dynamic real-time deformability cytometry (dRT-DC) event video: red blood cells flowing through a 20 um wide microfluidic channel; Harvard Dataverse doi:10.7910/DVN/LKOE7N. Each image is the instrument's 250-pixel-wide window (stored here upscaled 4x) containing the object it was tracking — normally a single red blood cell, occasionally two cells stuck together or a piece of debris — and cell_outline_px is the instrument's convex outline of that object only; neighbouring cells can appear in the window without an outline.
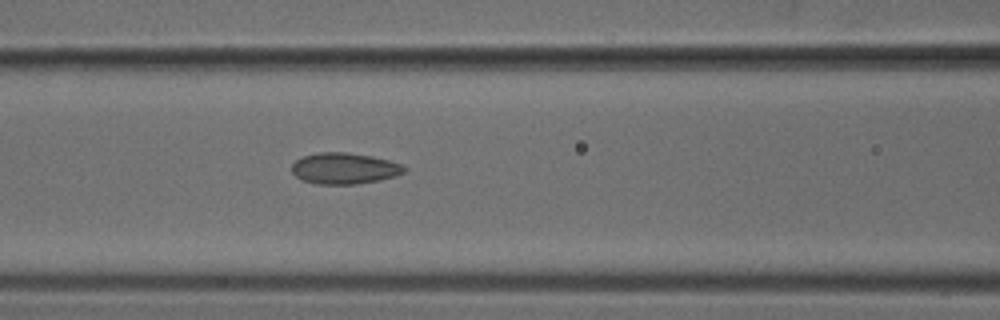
{"species": "common noctule bat (a hibernating species)", "species_latin": "Nyctalus noctula", "temperature_condition": "cold", "stored_images_in_passage": 33, "camera_frame_rate_fps": 3000, "um_per_image_px": 0.085, "animal": {"sex": "male", "body_mass_g": 18.8}, "frame": {"image": 1, "passage_image": 10, "time_ms": 3.0, "image_size_px": [1000, 320], "cell_outline_px": [[408, 168], [404, 172], [396, 176], [380, 180], [356, 184], [316, 184], [300, 180], [292, 172], [292, 164], [296, 160], [304, 156], [320, 152], [348, 152], [372, 156], [404, 164]], "centroid_in_image_um": [29.3, 14.32], "position_along_channel_um": 137.3, "area_um2": 20.63}}
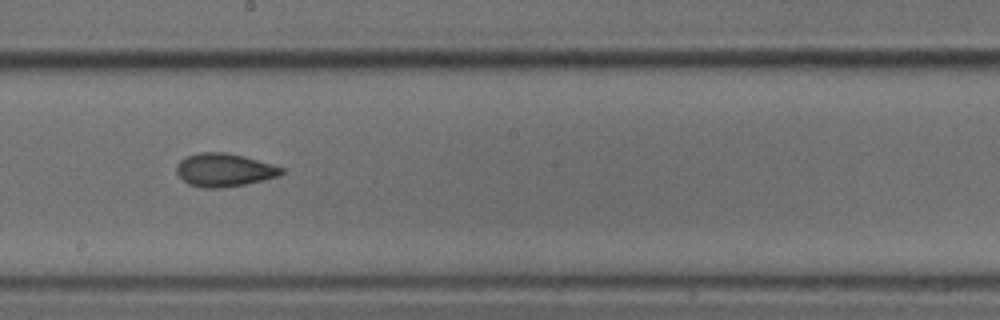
{"frame": {"image": 2, "passage_image": 17, "time_ms": 5.333, "image_size_px": [1000, 320], "cell_outline_px": [[284, 172], [280, 176], [244, 184], [220, 188], [204, 188], [188, 184], [176, 172], [176, 164], [180, 160], [188, 156], [200, 152], [224, 152], [244, 156], [272, 164], [284, 168]], "centroid_in_image_um": [19.06, 14.44], "position_along_channel_um": 229.1, "area_um2": 20.23}}
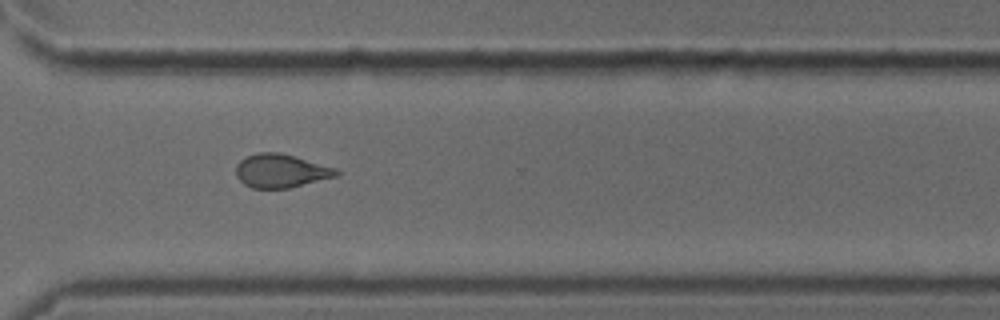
{"frame": {"image": 3, "passage_image": 26, "time_ms": 8.333, "image_size_px": [1000, 320], "cell_outline_px": [[340, 176], [288, 188], [252, 188], [244, 184], [236, 176], [236, 164], [240, 160], [256, 152], [280, 152], [296, 156], [336, 168], [340, 172]], "centroid_in_image_um": [23.9, 14.52], "position_along_channel_um": 346.7, "area_um2": 19.83}}